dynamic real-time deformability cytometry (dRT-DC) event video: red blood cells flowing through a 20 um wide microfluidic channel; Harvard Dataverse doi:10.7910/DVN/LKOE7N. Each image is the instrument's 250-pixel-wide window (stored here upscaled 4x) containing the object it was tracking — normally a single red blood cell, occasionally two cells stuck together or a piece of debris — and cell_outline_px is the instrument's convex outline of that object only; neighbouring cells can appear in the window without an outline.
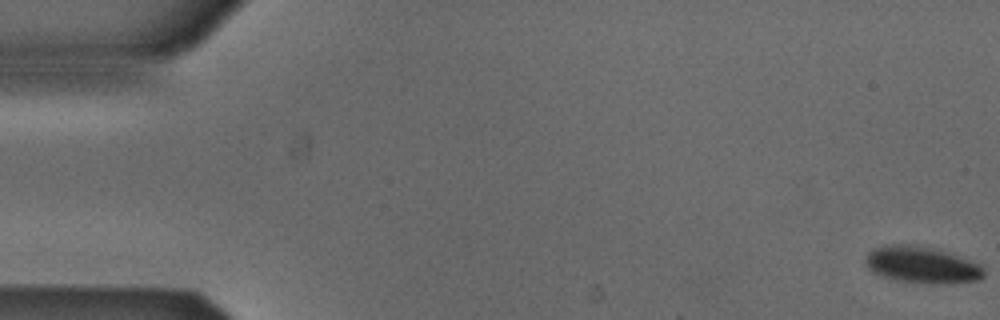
{"species": "Egyptian fruit bat (a non-hibernating species)", "species_latin": "Rousettus aegyptiacus", "temperature_condition": "cold", "stored_images_in_passage": 54, "camera_frame_rate_fps": 3000, "um_per_image_px": 0.085, "animal": {"sex": "male"}, "frame": {"image": 1, "passage_image": 1, "time_ms": 0.0, "image_size_px": [1000, 320], "cell_outline_px": [[984, 276], [980, 280], [940, 284], [932, 284], [896, 280], [880, 276], [872, 272], [864, 264], [864, 260], [868, 252], [872, 248], [884, 244], [908, 244], [932, 248], [980, 264], [984, 268]], "centroid_in_image_um": [78.29, 22.52], "position_along_channel_um": 6.7, "area_um2": 25.37}}
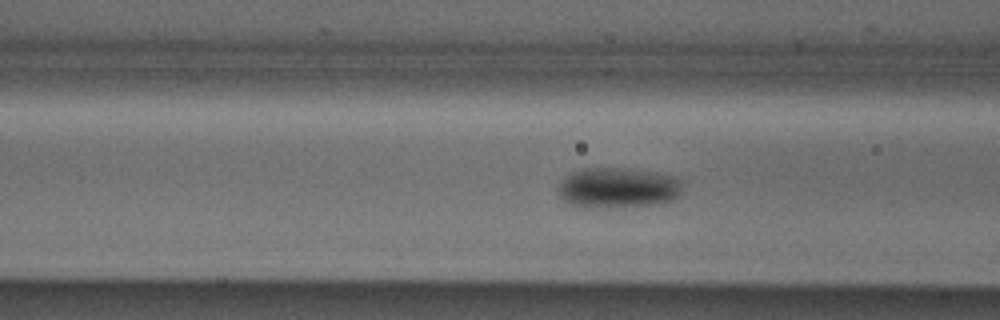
{"frame": {"image": 2, "passage_image": 21, "time_ms": 6.667, "image_size_px": [1000, 320], "cell_outline_px": [[680, 192], [672, 200], [660, 204], [604, 208], [584, 208], [572, 204], [564, 200], [560, 196], [556, 188], [572, 172], [584, 168], [628, 168], [656, 172], [672, 176], [680, 180]], "centroid_in_image_um": [52.5, 15.97], "position_along_channel_um": 114.1, "area_um2": 29.3}}
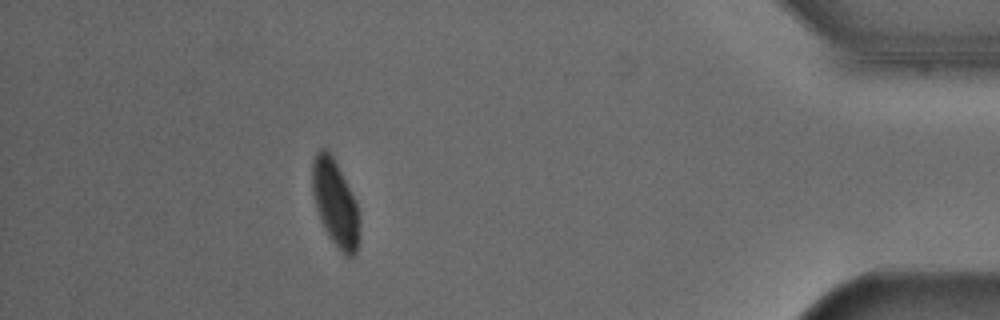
{"frame": {"image": 3, "passage_image": 48, "time_ms": 15.667, "image_size_px": [1000, 320], "cell_outline_px": [[360, 244], [356, 252], [352, 256], [344, 256], [328, 236], [320, 220], [316, 208], [312, 192], [312, 160], [316, 152], [320, 148], [328, 148], [356, 200], [360, 220]], "centroid_in_image_um": [28.51, 17.29], "position_along_channel_um": 406.7, "area_um2": 24.22}, "authors_computed_cell_mechanics": {"area_um2": 26.1256, "velocity_mm_per_s": 3.8534, "shape_relaxation_time_tau1_ms": 2.7771, "shape_relaxation_time_tau2_ms": null, "deformation_change_tau1": 0.0677, "deformation_change_tau2": null}}